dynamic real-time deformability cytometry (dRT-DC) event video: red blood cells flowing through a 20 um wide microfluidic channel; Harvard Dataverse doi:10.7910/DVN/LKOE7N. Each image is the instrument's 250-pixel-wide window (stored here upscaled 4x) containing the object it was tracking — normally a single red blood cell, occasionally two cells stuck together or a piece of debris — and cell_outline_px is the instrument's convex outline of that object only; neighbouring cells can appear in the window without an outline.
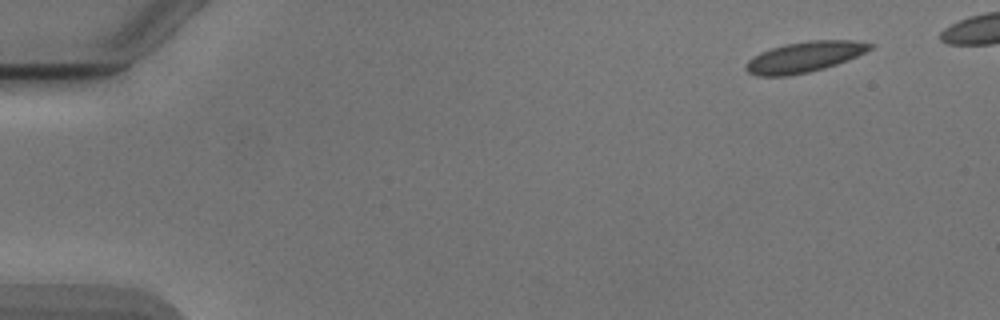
{"species": "Egyptian fruit bat (a non-hibernating species)", "species_latin": "Rousettus aegyptiacus", "temperature_condition": "cold", "stored_images_in_passage": 28, "camera_frame_rate_fps": 3000, "um_per_image_px": 0.085, "animal": {"sex": "male"}, "frame": {"image": 1, "passage_image": 1, "time_ms": 0.0, "image_size_px": [1000, 320], "cell_outline_px": [[872, 48], [856, 56], [836, 64], [824, 68], [808, 72], [788, 76], [756, 76], [748, 72], [744, 68], [744, 64], [748, 60], [760, 52], [784, 44], [808, 40], [852, 40], [872, 44]], "centroid_in_image_um": [68.31, 4.84], "position_along_channel_um": 16.7, "area_um2": 22.02}}
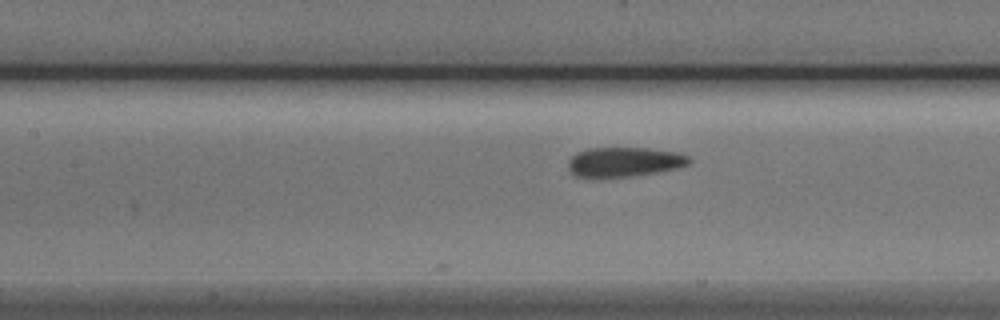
{"frame": {"image": 2, "passage_image": 21, "time_ms": 6.667, "image_size_px": [1000, 320], "cell_outline_px": [[692, 160], [688, 164], [676, 168], [656, 172], [628, 176], [576, 176], [568, 168], [568, 160], [576, 152], [588, 148], [648, 148], [676, 152], [688, 156]], "centroid_in_image_um": [53.06, 13.74], "position_along_channel_um": 154.3, "area_um2": 20.46}}
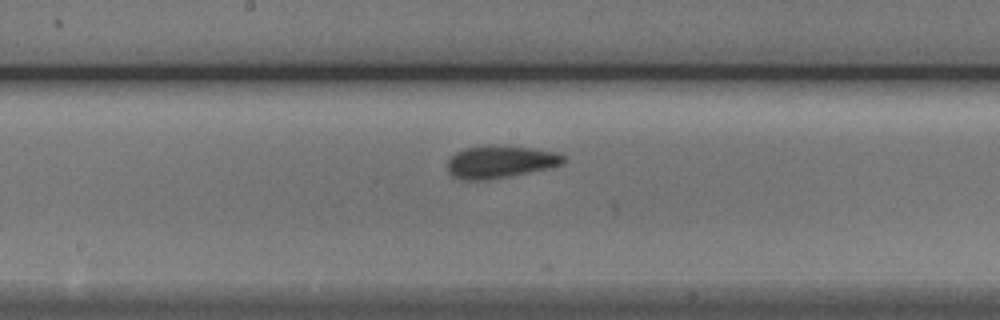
{"frame": {"image": 3, "passage_image": 25, "time_ms": 8.0, "image_size_px": [1000, 320], "cell_outline_px": [[568, 160], [564, 164], [548, 168], [488, 180], [460, 180], [452, 176], [448, 172], [448, 160], [456, 152], [464, 148], [488, 144], [492, 144], [532, 148], [556, 152], [564, 156]], "centroid_in_image_um": [42.51, 13.74], "position_along_channel_um": 205.7, "area_um2": 22.2}}